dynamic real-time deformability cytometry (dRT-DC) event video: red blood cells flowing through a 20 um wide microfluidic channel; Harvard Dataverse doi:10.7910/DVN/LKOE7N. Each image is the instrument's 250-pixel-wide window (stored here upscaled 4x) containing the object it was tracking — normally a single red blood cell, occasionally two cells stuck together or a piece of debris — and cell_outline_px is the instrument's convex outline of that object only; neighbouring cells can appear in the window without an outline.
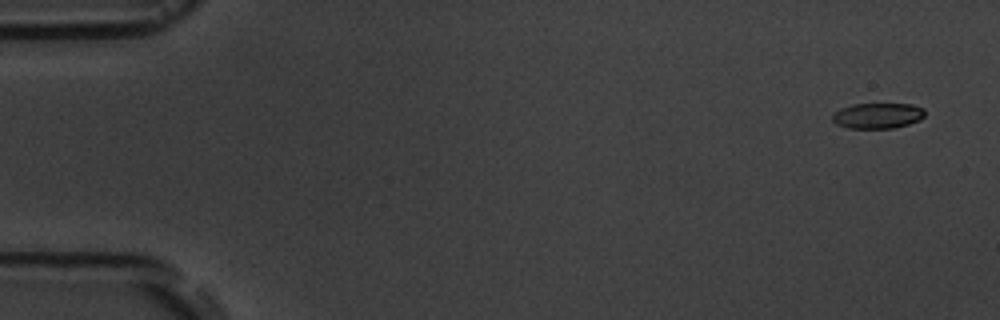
{"species": "common noctule bat (a hibernating species)", "species_latin": "Nyctalus noctula", "temperature_condition": "room temperature", "stored_images_in_passage": 10, "camera_frame_rate_fps": 3000, "um_per_image_px": 0.085, "animal": {"sex": "male", "body_mass_g": 19.5, "forearm_length_mm": 54.6}, "frame": {"image": 1, "passage_image": 1, "time_ms": 0.0, "image_size_px": [1000, 320], "cell_outline_px": [[924, 116], [920, 120], [908, 124], [892, 128], [848, 128], [836, 124], [832, 120], [832, 116], [840, 108], [852, 104], [912, 104], [924, 108]], "centroid_in_image_um": [74.6, 9.83], "position_along_channel_um": 10.4, "area_um2": 13.76}}
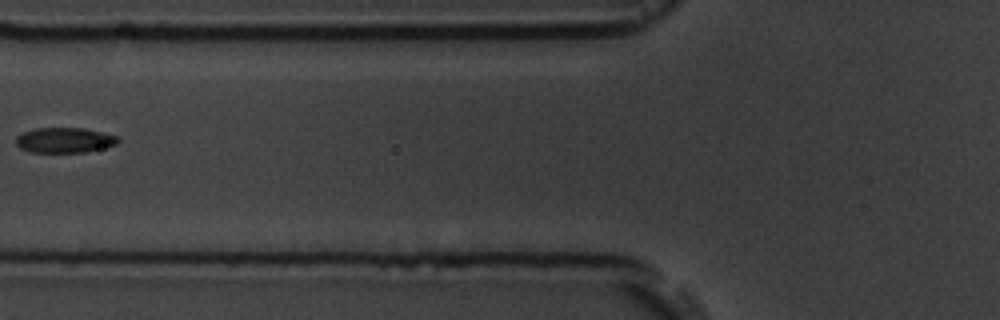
{"frame": {"image": 2, "passage_image": 6, "time_ms": 6.667, "image_size_px": [1000, 320], "cell_outline_px": [[120, 140], [116, 144], [84, 152], [28, 152], [20, 148], [16, 144], [16, 136], [24, 132], [36, 128], [84, 128], [116, 136]], "centroid_in_image_um": [5.43, 11.91], "position_along_channel_um": 120.4, "area_um2": 14.8}}
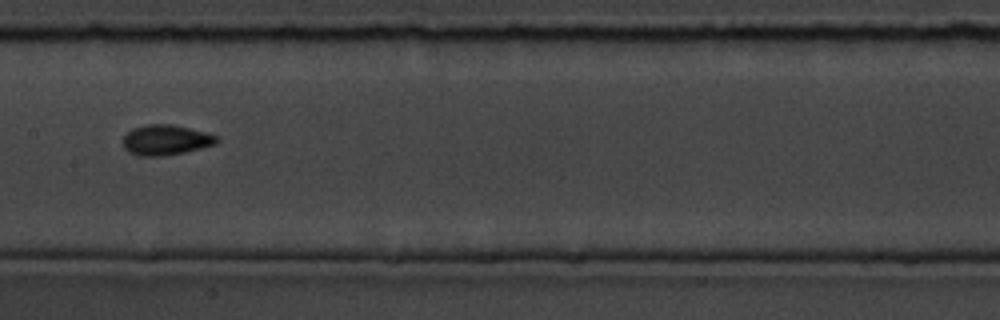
{"frame": {"image": 3, "passage_image": 8, "time_ms": 8.667, "image_size_px": [1000, 320], "cell_outline_px": [[220, 140], [216, 144], [184, 152], [164, 156], [140, 156], [128, 152], [124, 148], [124, 136], [132, 128], [144, 124], [172, 124], [204, 132], [216, 136]], "centroid_in_image_um": [14.07, 11.9], "position_along_channel_um": 193.3, "area_um2": 16.47}}